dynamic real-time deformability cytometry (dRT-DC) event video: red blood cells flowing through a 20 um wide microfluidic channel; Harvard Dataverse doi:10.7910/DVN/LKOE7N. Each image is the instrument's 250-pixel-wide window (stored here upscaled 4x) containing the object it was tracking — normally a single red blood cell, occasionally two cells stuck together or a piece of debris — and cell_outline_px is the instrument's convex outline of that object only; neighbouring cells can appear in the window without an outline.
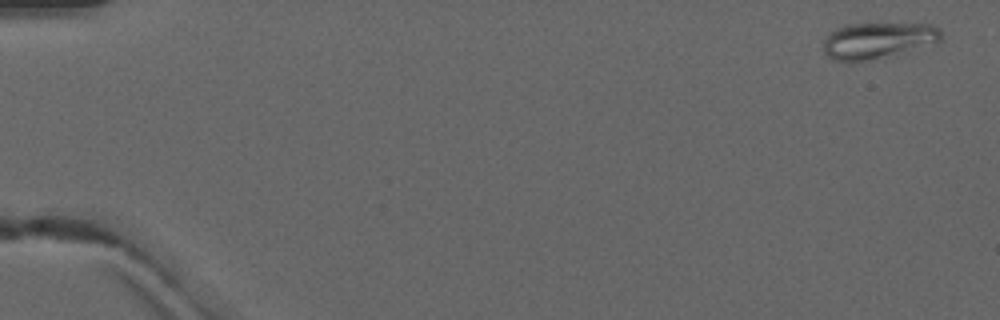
{"species": "common noctule bat (a hibernating species)", "species_latin": "Nyctalus noctula", "temperature_condition": "warm", "stored_images_in_passage": 4, "camera_frame_rate_fps": 3000, "um_per_image_px": 0.085, "animal": {"sex": "male", "forearm_length_mm": 52.5}, "frame": {"image": 1, "passage_image": 1, "time_ms": 0.0, "image_size_px": [1000, 320], "cell_outline_px": [[940, 40], [868, 60], [832, 60], [824, 52], [824, 40], [836, 28], [848, 24], [932, 24], [940, 28]], "centroid_in_image_um": [74.55, 3.4], "position_along_channel_um": 10.5, "area_um2": 23.58}}